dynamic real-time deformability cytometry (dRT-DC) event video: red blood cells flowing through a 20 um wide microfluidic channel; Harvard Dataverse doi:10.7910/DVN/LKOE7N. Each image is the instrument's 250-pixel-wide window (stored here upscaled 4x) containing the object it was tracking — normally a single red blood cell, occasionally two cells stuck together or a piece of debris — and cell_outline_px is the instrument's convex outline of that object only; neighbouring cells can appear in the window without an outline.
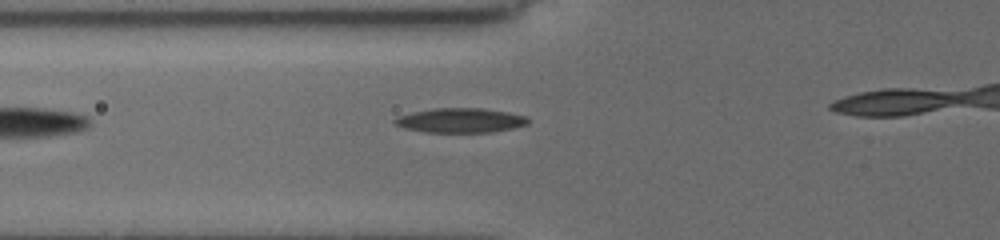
{"species": "common noctule bat (a hibernating species)", "species_latin": "Nyctalus noctula", "temperature_condition": "cold", "stored_images_in_passage": 8, "camera_frame_rate_fps": 3000, "um_per_image_px": 0.085, "animal": {"sex": "female", "body_mass_g": 19.5, "forearm_length_mm": 54.1}, "frame": {"image": 1, "passage_image": 7, "time_ms": 4.0, "image_size_px": [1000, 240], "cell_outline_px": [[532, 120], [528, 124], [512, 128], [492, 132], [428, 132], [404, 128], [396, 124], [392, 120], [396, 116], [412, 112], [432, 108], [480, 108], [508, 112], [528, 116]], "centroid_in_image_um": [39.16, 10.22], "position_along_channel_um": 86.6, "area_um2": 19.19}}